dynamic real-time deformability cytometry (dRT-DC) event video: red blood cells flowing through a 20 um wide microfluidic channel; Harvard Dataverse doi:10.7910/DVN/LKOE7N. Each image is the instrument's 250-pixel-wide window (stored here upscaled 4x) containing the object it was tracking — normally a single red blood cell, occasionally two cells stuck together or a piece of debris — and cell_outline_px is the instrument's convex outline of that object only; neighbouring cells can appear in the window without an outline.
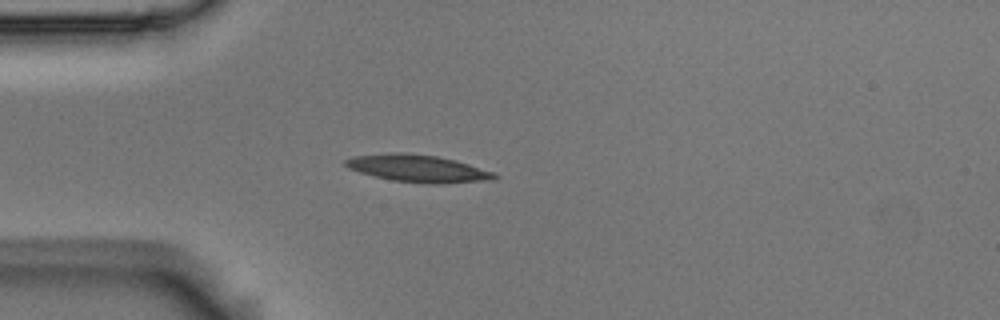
{"species": "Egyptian fruit bat (a non-hibernating species)", "species_latin": "Rousettus aegyptiacus", "temperature_condition": "room temperature", "stored_images_in_passage": 4, "camera_frame_rate_fps": 3000, "um_per_image_px": 0.085, "animal": {"sex": "male"}, "frame": {"image": 1, "passage_image": 3, "time_ms": 0.667, "image_size_px": [1000, 320], "cell_outline_px": [[500, 176], [492, 180], [440, 184], [428, 184], [392, 180], [360, 172], [348, 168], [344, 164], [344, 160], [352, 156], [396, 152], [400, 152], [436, 156], [456, 160], [492, 172]], "centroid_in_image_um": [35.52, 14.32], "position_along_channel_um": 49.5, "area_um2": 23.58}}